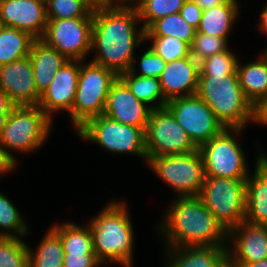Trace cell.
<instances>
[{
	"label": "cell",
	"mask_w": 267,
	"mask_h": 267,
	"mask_svg": "<svg viewBox=\"0 0 267 267\" xmlns=\"http://www.w3.org/2000/svg\"><path fill=\"white\" fill-rule=\"evenodd\" d=\"M227 247L229 264H247L267 258V225H254L245 221L231 229Z\"/></svg>",
	"instance_id": "17"
},
{
	"label": "cell",
	"mask_w": 267,
	"mask_h": 267,
	"mask_svg": "<svg viewBox=\"0 0 267 267\" xmlns=\"http://www.w3.org/2000/svg\"><path fill=\"white\" fill-rule=\"evenodd\" d=\"M263 34L265 33L267 35V29H259ZM261 56L263 57H267V47L266 49L263 51V53L261 54Z\"/></svg>",
	"instance_id": "48"
},
{
	"label": "cell",
	"mask_w": 267,
	"mask_h": 267,
	"mask_svg": "<svg viewBox=\"0 0 267 267\" xmlns=\"http://www.w3.org/2000/svg\"><path fill=\"white\" fill-rule=\"evenodd\" d=\"M191 47V56L198 62L221 53L229 48L225 38L215 37L201 32H196Z\"/></svg>",
	"instance_id": "36"
},
{
	"label": "cell",
	"mask_w": 267,
	"mask_h": 267,
	"mask_svg": "<svg viewBox=\"0 0 267 267\" xmlns=\"http://www.w3.org/2000/svg\"><path fill=\"white\" fill-rule=\"evenodd\" d=\"M199 62L192 56L167 62L159 76L164 98L170 99L195 95L198 89Z\"/></svg>",
	"instance_id": "19"
},
{
	"label": "cell",
	"mask_w": 267,
	"mask_h": 267,
	"mask_svg": "<svg viewBox=\"0 0 267 267\" xmlns=\"http://www.w3.org/2000/svg\"><path fill=\"white\" fill-rule=\"evenodd\" d=\"M259 29H267V3L260 14Z\"/></svg>",
	"instance_id": "45"
},
{
	"label": "cell",
	"mask_w": 267,
	"mask_h": 267,
	"mask_svg": "<svg viewBox=\"0 0 267 267\" xmlns=\"http://www.w3.org/2000/svg\"><path fill=\"white\" fill-rule=\"evenodd\" d=\"M152 108L138 100L118 77L112 84L103 115L125 125L146 129Z\"/></svg>",
	"instance_id": "16"
},
{
	"label": "cell",
	"mask_w": 267,
	"mask_h": 267,
	"mask_svg": "<svg viewBox=\"0 0 267 267\" xmlns=\"http://www.w3.org/2000/svg\"><path fill=\"white\" fill-rule=\"evenodd\" d=\"M119 78L138 100L146 103L152 109H160L166 106L167 100L163 96L159 78L138 76L130 71L121 73Z\"/></svg>",
	"instance_id": "26"
},
{
	"label": "cell",
	"mask_w": 267,
	"mask_h": 267,
	"mask_svg": "<svg viewBox=\"0 0 267 267\" xmlns=\"http://www.w3.org/2000/svg\"><path fill=\"white\" fill-rule=\"evenodd\" d=\"M135 0H106V6L115 4H132Z\"/></svg>",
	"instance_id": "46"
},
{
	"label": "cell",
	"mask_w": 267,
	"mask_h": 267,
	"mask_svg": "<svg viewBox=\"0 0 267 267\" xmlns=\"http://www.w3.org/2000/svg\"><path fill=\"white\" fill-rule=\"evenodd\" d=\"M167 62L158 54H156L150 47L147 50H144L139 60V70L135 67V64H132L131 69L129 70L132 74L138 76H146L159 78L162 74V71L166 68Z\"/></svg>",
	"instance_id": "37"
},
{
	"label": "cell",
	"mask_w": 267,
	"mask_h": 267,
	"mask_svg": "<svg viewBox=\"0 0 267 267\" xmlns=\"http://www.w3.org/2000/svg\"><path fill=\"white\" fill-rule=\"evenodd\" d=\"M229 267H267V258L247 264H229Z\"/></svg>",
	"instance_id": "44"
},
{
	"label": "cell",
	"mask_w": 267,
	"mask_h": 267,
	"mask_svg": "<svg viewBox=\"0 0 267 267\" xmlns=\"http://www.w3.org/2000/svg\"><path fill=\"white\" fill-rule=\"evenodd\" d=\"M0 267H29L28 245L21 238L0 236Z\"/></svg>",
	"instance_id": "32"
},
{
	"label": "cell",
	"mask_w": 267,
	"mask_h": 267,
	"mask_svg": "<svg viewBox=\"0 0 267 267\" xmlns=\"http://www.w3.org/2000/svg\"><path fill=\"white\" fill-rule=\"evenodd\" d=\"M157 177L173 188L176 196H198L205 181V170L199 149L180 155L147 157Z\"/></svg>",
	"instance_id": "10"
},
{
	"label": "cell",
	"mask_w": 267,
	"mask_h": 267,
	"mask_svg": "<svg viewBox=\"0 0 267 267\" xmlns=\"http://www.w3.org/2000/svg\"><path fill=\"white\" fill-rule=\"evenodd\" d=\"M14 107L15 105L10 98L0 89V136L6 124V120Z\"/></svg>",
	"instance_id": "40"
},
{
	"label": "cell",
	"mask_w": 267,
	"mask_h": 267,
	"mask_svg": "<svg viewBox=\"0 0 267 267\" xmlns=\"http://www.w3.org/2000/svg\"><path fill=\"white\" fill-rule=\"evenodd\" d=\"M93 17L48 19L41 38L68 60L85 61L91 50Z\"/></svg>",
	"instance_id": "13"
},
{
	"label": "cell",
	"mask_w": 267,
	"mask_h": 267,
	"mask_svg": "<svg viewBox=\"0 0 267 267\" xmlns=\"http://www.w3.org/2000/svg\"><path fill=\"white\" fill-rule=\"evenodd\" d=\"M160 223L158 233L165 239L166 247H218L230 242L229 232L198 196L175 197Z\"/></svg>",
	"instance_id": "2"
},
{
	"label": "cell",
	"mask_w": 267,
	"mask_h": 267,
	"mask_svg": "<svg viewBox=\"0 0 267 267\" xmlns=\"http://www.w3.org/2000/svg\"><path fill=\"white\" fill-rule=\"evenodd\" d=\"M63 245L64 254H95L93 238L89 226H79L74 222L51 225Z\"/></svg>",
	"instance_id": "27"
},
{
	"label": "cell",
	"mask_w": 267,
	"mask_h": 267,
	"mask_svg": "<svg viewBox=\"0 0 267 267\" xmlns=\"http://www.w3.org/2000/svg\"><path fill=\"white\" fill-rule=\"evenodd\" d=\"M15 163L3 150L0 145V176L15 170Z\"/></svg>",
	"instance_id": "42"
},
{
	"label": "cell",
	"mask_w": 267,
	"mask_h": 267,
	"mask_svg": "<svg viewBox=\"0 0 267 267\" xmlns=\"http://www.w3.org/2000/svg\"><path fill=\"white\" fill-rule=\"evenodd\" d=\"M29 58L32 63L35 84L40 95L48 88L55 74L68 60L41 39L33 41Z\"/></svg>",
	"instance_id": "22"
},
{
	"label": "cell",
	"mask_w": 267,
	"mask_h": 267,
	"mask_svg": "<svg viewBox=\"0 0 267 267\" xmlns=\"http://www.w3.org/2000/svg\"><path fill=\"white\" fill-rule=\"evenodd\" d=\"M238 4V0H228L225 4L202 11L197 32L225 38L228 41V36L238 19Z\"/></svg>",
	"instance_id": "24"
},
{
	"label": "cell",
	"mask_w": 267,
	"mask_h": 267,
	"mask_svg": "<svg viewBox=\"0 0 267 267\" xmlns=\"http://www.w3.org/2000/svg\"><path fill=\"white\" fill-rule=\"evenodd\" d=\"M29 267H63L64 250L58 234L50 227L35 251L28 246Z\"/></svg>",
	"instance_id": "28"
},
{
	"label": "cell",
	"mask_w": 267,
	"mask_h": 267,
	"mask_svg": "<svg viewBox=\"0 0 267 267\" xmlns=\"http://www.w3.org/2000/svg\"><path fill=\"white\" fill-rule=\"evenodd\" d=\"M79 73L80 60H67L55 74L48 88L41 94L38 106L51 120L53 113L71 112Z\"/></svg>",
	"instance_id": "14"
},
{
	"label": "cell",
	"mask_w": 267,
	"mask_h": 267,
	"mask_svg": "<svg viewBox=\"0 0 267 267\" xmlns=\"http://www.w3.org/2000/svg\"><path fill=\"white\" fill-rule=\"evenodd\" d=\"M77 134L112 154H132L147 162L145 129L125 125L100 115L90 119Z\"/></svg>",
	"instance_id": "9"
},
{
	"label": "cell",
	"mask_w": 267,
	"mask_h": 267,
	"mask_svg": "<svg viewBox=\"0 0 267 267\" xmlns=\"http://www.w3.org/2000/svg\"><path fill=\"white\" fill-rule=\"evenodd\" d=\"M3 26L28 32L35 39L44 35L47 19L46 6L39 0H0Z\"/></svg>",
	"instance_id": "18"
},
{
	"label": "cell",
	"mask_w": 267,
	"mask_h": 267,
	"mask_svg": "<svg viewBox=\"0 0 267 267\" xmlns=\"http://www.w3.org/2000/svg\"><path fill=\"white\" fill-rule=\"evenodd\" d=\"M148 40L152 42L149 47L166 62L191 56L190 45L175 36H145Z\"/></svg>",
	"instance_id": "33"
},
{
	"label": "cell",
	"mask_w": 267,
	"mask_h": 267,
	"mask_svg": "<svg viewBox=\"0 0 267 267\" xmlns=\"http://www.w3.org/2000/svg\"><path fill=\"white\" fill-rule=\"evenodd\" d=\"M255 171L246 179L244 221L254 225H267V156L260 154Z\"/></svg>",
	"instance_id": "20"
},
{
	"label": "cell",
	"mask_w": 267,
	"mask_h": 267,
	"mask_svg": "<svg viewBox=\"0 0 267 267\" xmlns=\"http://www.w3.org/2000/svg\"><path fill=\"white\" fill-rule=\"evenodd\" d=\"M47 19L93 17L94 7L87 0H52L46 6Z\"/></svg>",
	"instance_id": "34"
},
{
	"label": "cell",
	"mask_w": 267,
	"mask_h": 267,
	"mask_svg": "<svg viewBox=\"0 0 267 267\" xmlns=\"http://www.w3.org/2000/svg\"><path fill=\"white\" fill-rule=\"evenodd\" d=\"M179 13L191 26L198 28L202 9L193 0H186Z\"/></svg>",
	"instance_id": "39"
},
{
	"label": "cell",
	"mask_w": 267,
	"mask_h": 267,
	"mask_svg": "<svg viewBox=\"0 0 267 267\" xmlns=\"http://www.w3.org/2000/svg\"><path fill=\"white\" fill-rule=\"evenodd\" d=\"M196 32L197 29L191 26L180 13H175L154 21L145 30V36H175L191 46Z\"/></svg>",
	"instance_id": "29"
},
{
	"label": "cell",
	"mask_w": 267,
	"mask_h": 267,
	"mask_svg": "<svg viewBox=\"0 0 267 267\" xmlns=\"http://www.w3.org/2000/svg\"><path fill=\"white\" fill-rule=\"evenodd\" d=\"M193 1L202 9V11H204L225 4L228 0H193Z\"/></svg>",
	"instance_id": "43"
},
{
	"label": "cell",
	"mask_w": 267,
	"mask_h": 267,
	"mask_svg": "<svg viewBox=\"0 0 267 267\" xmlns=\"http://www.w3.org/2000/svg\"><path fill=\"white\" fill-rule=\"evenodd\" d=\"M257 58L245 65L238 61L237 65L240 87L253 107L267 97V57L259 55Z\"/></svg>",
	"instance_id": "23"
},
{
	"label": "cell",
	"mask_w": 267,
	"mask_h": 267,
	"mask_svg": "<svg viewBox=\"0 0 267 267\" xmlns=\"http://www.w3.org/2000/svg\"><path fill=\"white\" fill-rule=\"evenodd\" d=\"M238 57L229 48L199 62V75H232L237 72Z\"/></svg>",
	"instance_id": "35"
},
{
	"label": "cell",
	"mask_w": 267,
	"mask_h": 267,
	"mask_svg": "<svg viewBox=\"0 0 267 267\" xmlns=\"http://www.w3.org/2000/svg\"><path fill=\"white\" fill-rule=\"evenodd\" d=\"M42 2L45 6L49 5L52 0H39Z\"/></svg>",
	"instance_id": "49"
},
{
	"label": "cell",
	"mask_w": 267,
	"mask_h": 267,
	"mask_svg": "<svg viewBox=\"0 0 267 267\" xmlns=\"http://www.w3.org/2000/svg\"><path fill=\"white\" fill-rule=\"evenodd\" d=\"M147 157L180 155L198 148L166 108L152 109L145 129Z\"/></svg>",
	"instance_id": "11"
},
{
	"label": "cell",
	"mask_w": 267,
	"mask_h": 267,
	"mask_svg": "<svg viewBox=\"0 0 267 267\" xmlns=\"http://www.w3.org/2000/svg\"><path fill=\"white\" fill-rule=\"evenodd\" d=\"M34 40L28 32L3 26L0 30V67L28 57Z\"/></svg>",
	"instance_id": "25"
},
{
	"label": "cell",
	"mask_w": 267,
	"mask_h": 267,
	"mask_svg": "<svg viewBox=\"0 0 267 267\" xmlns=\"http://www.w3.org/2000/svg\"><path fill=\"white\" fill-rule=\"evenodd\" d=\"M245 129L224 128L198 149L204 162L206 177L247 179L250 174L246 154L237 141Z\"/></svg>",
	"instance_id": "8"
},
{
	"label": "cell",
	"mask_w": 267,
	"mask_h": 267,
	"mask_svg": "<svg viewBox=\"0 0 267 267\" xmlns=\"http://www.w3.org/2000/svg\"><path fill=\"white\" fill-rule=\"evenodd\" d=\"M213 111L224 128H242L254 122V107L232 75H199L196 93Z\"/></svg>",
	"instance_id": "4"
},
{
	"label": "cell",
	"mask_w": 267,
	"mask_h": 267,
	"mask_svg": "<svg viewBox=\"0 0 267 267\" xmlns=\"http://www.w3.org/2000/svg\"><path fill=\"white\" fill-rule=\"evenodd\" d=\"M165 107L197 148L224 129L212 109L197 94L170 99Z\"/></svg>",
	"instance_id": "12"
},
{
	"label": "cell",
	"mask_w": 267,
	"mask_h": 267,
	"mask_svg": "<svg viewBox=\"0 0 267 267\" xmlns=\"http://www.w3.org/2000/svg\"><path fill=\"white\" fill-rule=\"evenodd\" d=\"M95 254H64L63 267H99Z\"/></svg>",
	"instance_id": "38"
},
{
	"label": "cell",
	"mask_w": 267,
	"mask_h": 267,
	"mask_svg": "<svg viewBox=\"0 0 267 267\" xmlns=\"http://www.w3.org/2000/svg\"><path fill=\"white\" fill-rule=\"evenodd\" d=\"M186 0H135L142 27L146 30L154 21L167 15L179 13Z\"/></svg>",
	"instance_id": "30"
},
{
	"label": "cell",
	"mask_w": 267,
	"mask_h": 267,
	"mask_svg": "<svg viewBox=\"0 0 267 267\" xmlns=\"http://www.w3.org/2000/svg\"><path fill=\"white\" fill-rule=\"evenodd\" d=\"M52 120L37 106H15L0 136V145L16 163L14 152L28 153L45 144ZM44 143V144H43Z\"/></svg>",
	"instance_id": "5"
},
{
	"label": "cell",
	"mask_w": 267,
	"mask_h": 267,
	"mask_svg": "<svg viewBox=\"0 0 267 267\" xmlns=\"http://www.w3.org/2000/svg\"><path fill=\"white\" fill-rule=\"evenodd\" d=\"M13 202L0 192V236L22 238L29 228Z\"/></svg>",
	"instance_id": "31"
},
{
	"label": "cell",
	"mask_w": 267,
	"mask_h": 267,
	"mask_svg": "<svg viewBox=\"0 0 267 267\" xmlns=\"http://www.w3.org/2000/svg\"><path fill=\"white\" fill-rule=\"evenodd\" d=\"M3 27V24H2V21H1V18H0V30L2 29Z\"/></svg>",
	"instance_id": "50"
},
{
	"label": "cell",
	"mask_w": 267,
	"mask_h": 267,
	"mask_svg": "<svg viewBox=\"0 0 267 267\" xmlns=\"http://www.w3.org/2000/svg\"><path fill=\"white\" fill-rule=\"evenodd\" d=\"M254 122L267 125V97L254 107Z\"/></svg>",
	"instance_id": "41"
},
{
	"label": "cell",
	"mask_w": 267,
	"mask_h": 267,
	"mask_svg": "<svg viewBox=\"0 0 267 267\" xmlns=\"http://www.w3.org/2000/svg\"><path fill=\"white\" fill-rule=\"evenodd\" d=\"M227 247H167L164 267H229Z\"/></svg>",
	"instance_id": "21"
},
{
	"label": "cell",
	"mask_w": 267,
	"mask_h": 267,
	"mask_svg": "<svg viewBox=\"0 0 267 267\" xmlns=\"http://www.w3.org/2000/svg\"><path fill=\"white\" fill-rule=\"evenodd\" d=\"M118 77L104 66L80 60L75 100L68 114L76 132L90 119L103 114L108 92Z\"/></svg>",
	"instance_id": "6"
},
{
	"label": "cell",
	"mask_w": 267,
	"mask_h": 267,
	"mask_svg": "<svg viewBox=\"0 0 267 267\" xmlns=\"http://www.w3.org/2000/svg\"><path fill=\"white\" fill-rule=\"evenodd\" d=\"M89 4H91L94 8L95 7H102L106 6V0H87Z\"/></svg>",
	"instance_id": "47"
},
{
	"label": "cell",
	"mask_w": 267,
	"mask_h": 267,
	"mask_svg": "<svg viewBox=\"0 0 267 267\" xmlns=\"http://www.w3.org/2000/svg\"><path fill=\"white\" fill-rule=\"evenodd\" d=\"M0 89L15 106L38 105L41 95L35 84L29 56L0 67Z\"/></svg>",
	"instance_id": "15"
},
{
	"label": "cell",
	"mask_w": 267,
	"mask_h": 267,
	"mask_svg": "<svg viewBox=\"0 0 267 267\" xmlns=\"http://www.w3.org/2000/svg\"><path fill=\"white\" fill-rule=\"evenodd\" d=\"M105 206L87 223L96 259L104 265L115 262L131 267L135 235L127 205L121 200L110 201Z\"/></svg>",
	"instance_id": "3"
},
{
	"label": "cell",
	"mask_w": 267,
	"mask_h": 267,
	"mask_svg": "<svg viewBox=\"0 0 267 267\" xmlns=\"http://www.w3.org/2000/svg\"><path fill=\"white\" fill-rule=\"evenodd\" d=\"M139 22L132 4L95 7L91 50L95 49L97 53L91 62L114 71L118 76L128 72L136 63L135 49L145 41V30L137 27Z\"/></svg>",
	"instance_id": "1"
},
{
	"label": "cell",
	"mask_w": 267,
	"mask_h": 267,
	"mask_svg": "<svg viewBox=\"0 0 267 267\" xmlns=\"http://www.w3.org/2000/svg\"><path fill=\"white\" fill-rule=\"evenodd\" d=\"M245 191L246 179L205 177L198 197L229 232L244 221Z\"/></svg>",
	"instance_id": "7"
}]
</instances>
